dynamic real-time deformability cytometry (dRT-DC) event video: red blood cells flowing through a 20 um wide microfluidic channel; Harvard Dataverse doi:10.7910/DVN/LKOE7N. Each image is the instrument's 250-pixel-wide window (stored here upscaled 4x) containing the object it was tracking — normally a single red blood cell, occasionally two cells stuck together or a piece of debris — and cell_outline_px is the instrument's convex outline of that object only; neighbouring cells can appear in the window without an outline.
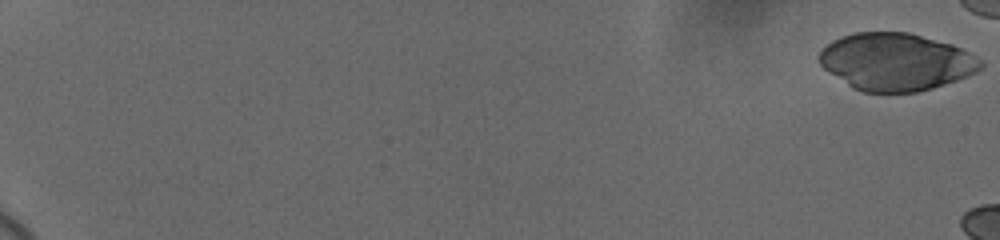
{"species": "human", "species_latin": "Homo sapiens", "temperature_condition": "cold", "stored_images_in_passage": 11, "camera_frame_rate_fps": 3000, "um_per_image_px": 0.085, "donor": {"sex": "female"}, "frame": {"image": 1, "passage_image": 1, "time_ms": 0.0, "image_size_px": [1000, 240], "cell_outline_px": [[984, 64], [976, 72], [968, 76], [932, 88], [916, 92], [860, 92], [852, 88], [828, 72], [820, 64], [816, 56], [832, 40], [840, 36], [856, 32], [908, 32], [952, 44], [968, 52], [980, 60]], "centroid_in_image_um": [76.11, 5.25], "position_along_channel_um": 8.9, "area_um2": 53.93}}